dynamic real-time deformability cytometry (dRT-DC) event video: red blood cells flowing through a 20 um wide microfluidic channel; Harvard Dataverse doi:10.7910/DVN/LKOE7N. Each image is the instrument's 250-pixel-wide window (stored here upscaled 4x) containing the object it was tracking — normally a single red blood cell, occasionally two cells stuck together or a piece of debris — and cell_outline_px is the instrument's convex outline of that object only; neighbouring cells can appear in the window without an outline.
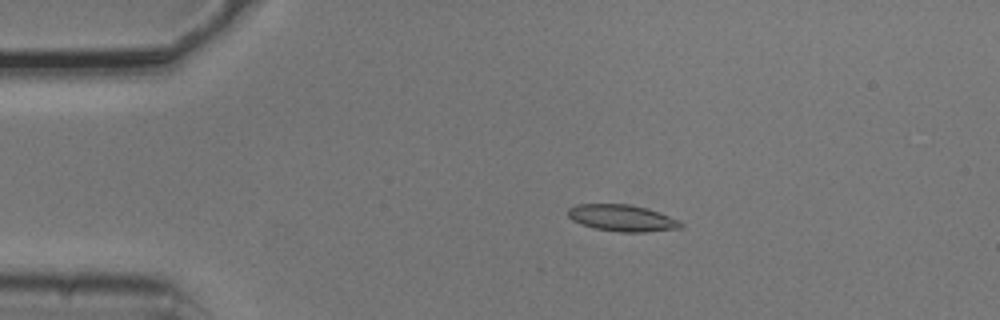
{"species": "common noctule bat (a hibernating species)", "species_latin": "Nyctalus noctula", "temperature_condition": "cold", "stored_images_in_passage": 3, "camera_frame_rate_fps": 3000, "um_per_image_px": 0.085, "animal": {"sex": "male", "body_mass_g": 20.5, "forearm_length_mm": 52.5}, "frame": {"image": 1, "passage_image": 2, "time_ms": 0.333, "image_size_px": [1000, 320], "cell_outline_px": [[684, 224], [680, 228], [644, 232], [620, 232], [596, 228], [580, 224], [572, 220], [568, 216], [568, 208], [576, 204], [628, 204], [648, 208], [680, 220]], "centroid_in_image_um": [52.88, 18.52], "position_along_channel_um": 32.1, "area_um2": 17.51}}